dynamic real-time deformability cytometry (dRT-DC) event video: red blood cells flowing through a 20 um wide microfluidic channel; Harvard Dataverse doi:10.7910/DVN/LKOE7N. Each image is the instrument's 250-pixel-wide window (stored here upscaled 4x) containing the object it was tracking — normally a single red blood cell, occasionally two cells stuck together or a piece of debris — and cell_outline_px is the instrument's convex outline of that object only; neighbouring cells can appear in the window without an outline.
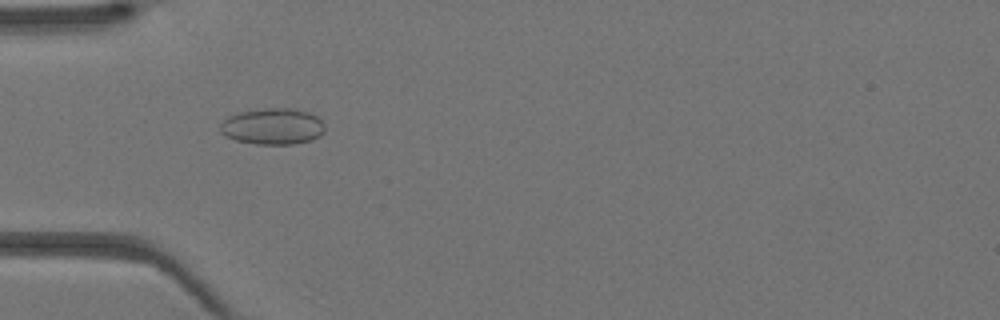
{"species": "Egyptian fruit bat (a non-hibernating species)", "species_latin": "Rousettus aegyptiacus", "temperature_condition": "warm", "stored_images_in_passage": 39, "camera_frame_rate_fps": 3000, "um_per_image_px": 0.085, "animal": {"sex": "female"}, "frame": {"image": 1, "passage_image": 10, "time_ms": 3.0, "image_size_px": [1000, 320], "cell_outline_px": [[324, 132], [320, 136], [312, 140], [292, 144], [256, 144], [236, 140], [224, 136], [220, 132], [220, 124], [228, 116], [236, 112], [268, 108], [292, 108], [308, 112], [316, 116], [324, 124]], "centroid_in_image_um": [23.16, 10.74], "position_along_channel_um": 61.8, "area_um2": 22.25}}
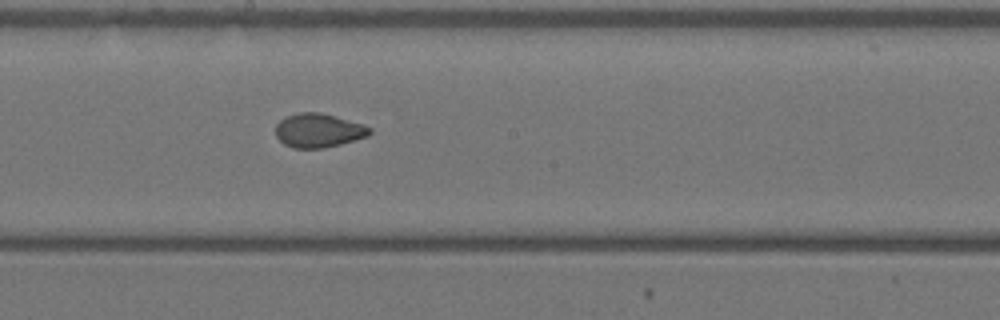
{"frame": {"image": 2, "passage_image": 20, "time_ms": 6.333, "image_size_px": [1000, 320], "cell_outline_px": [[372, 132], [368, 136], [356, 140], [324, 148], [292, 148], [284, 144], [276, 136], [276, 124], [280, 120], [288, 116], [300, 112], [320, 112], [364, 124], [372, 128]], "centroid_in_image_um": [27.09, 11.09], "position_along_channel_um": 221.1, "area_um2": 18.67}}
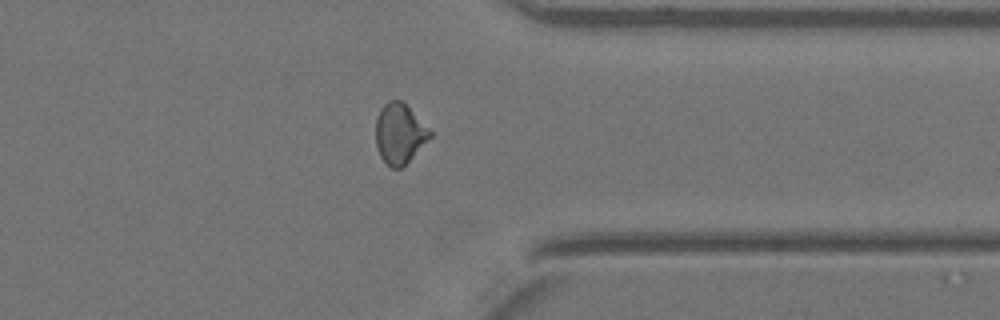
{"frame": {"image": 3, "passage_image": 30, "time_ms": 9.667, "image_size_px": [1000, 320], "cell_outline_px": [[432, 136], [400, 168], [392, 168], [380, 156], [376, 148], [376, 116], [380, 108], [388, 100], [400, 100], [432, 132]], "centroid_in_image_um": [33.92, 11.34], "position_along_channel_um": 377.5, "area_um2": 18.55}}